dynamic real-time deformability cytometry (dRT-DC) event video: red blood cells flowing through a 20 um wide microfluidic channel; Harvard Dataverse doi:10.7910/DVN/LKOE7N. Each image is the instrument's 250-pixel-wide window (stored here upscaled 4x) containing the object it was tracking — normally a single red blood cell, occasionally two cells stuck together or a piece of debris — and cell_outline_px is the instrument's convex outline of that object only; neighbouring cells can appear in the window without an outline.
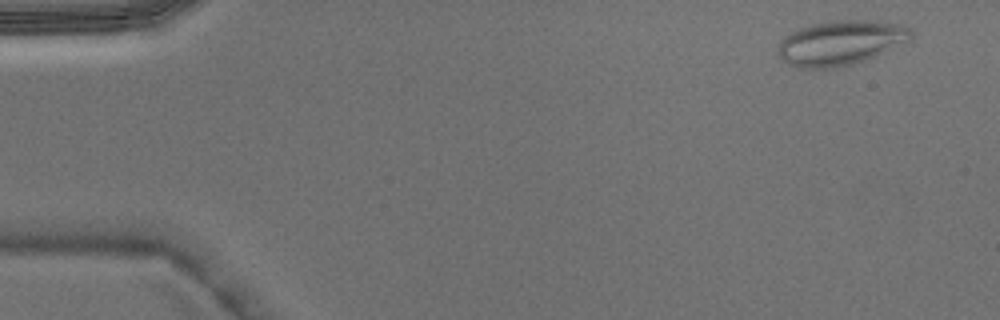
{"species": "Egyptian fruit bat (a non-hibernating species)", "species_latin": "Rousettus aegyptiacus", "temperature_condition": "warm", "stored_images_in_passage": 3, "camera_frame_rate_fps": 3000, "um_per_image_px": 0.085, "animal": {"sex": "male"}, "frame": {"image": 1, "passage_image": 1, "time_ms": 0.0, "image_size_px": [1000, 320], "cell_outline_px": [[912, 40], [864, 60], [848, 64], [828, 68], [804, 68], [788, 64], [780, 56], [780, 40], [784, 36], [808, 24], [832, 20], [876, 20], [900, 24], [908, 28], [912, 32]], "centroid_in_image_um": [71.48, 3.6], "position_along_channel_um": 13.5, "area_um2": 34.28}}